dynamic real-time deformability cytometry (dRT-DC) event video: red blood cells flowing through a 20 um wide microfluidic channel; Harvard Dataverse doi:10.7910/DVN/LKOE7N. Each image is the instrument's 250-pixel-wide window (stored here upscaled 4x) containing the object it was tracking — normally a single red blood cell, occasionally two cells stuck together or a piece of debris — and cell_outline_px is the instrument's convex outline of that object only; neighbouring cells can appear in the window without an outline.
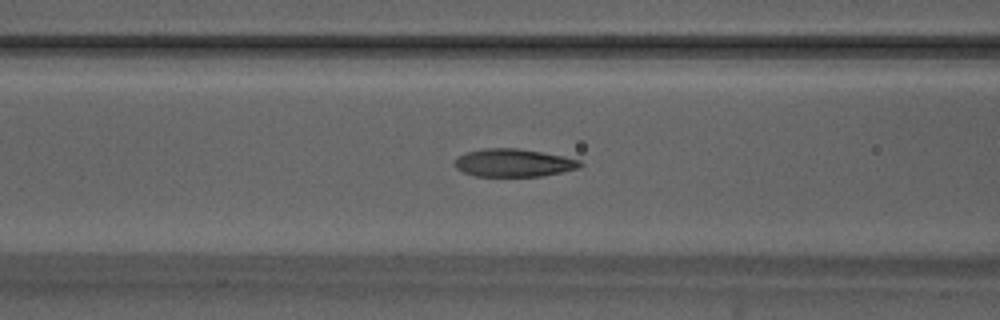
{"species": "Egyptian fruit bat (a non-hibernating species)", "species_latin": "Rousettus aegyptiacus", "temperature_condition": "warm", "stored_images_in_passage": 52, "camera_frame_rate_fps": 3000, "um_per_image_px": 0.085, "animal": {"sex": "male"}, "frame": {"image": 1, "passage_image": 20, "time_ms": 6.333, "image_size_px": [1000, 320], "cell_outline_px": [[584, 164], [580, 168], [540, 176], [476, 176], [464, 172], [456, 168], [456, 160], [460, 156], [468, 152], [484, 148], [516, 148], [564, 156], [580, 160]], "centroid_in_image_um": [43.7, 13.84], "position_along_channel_um": 122.9, "area_um2": 20.11}}
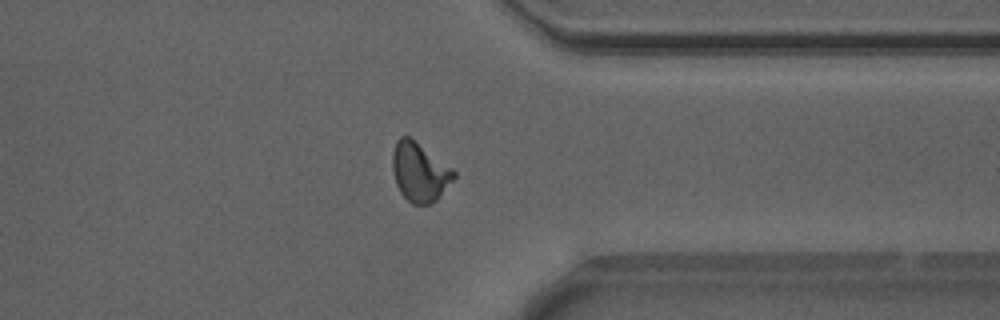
{"frame": {"image": 2, "passage_image": 40, "time_ms": 13.0, "image_size_px": [1000, 320], "cell_outline_px": [[456, 176], [436, 200], [428, 204], [412, 204], [400, 192], [396, 184], [392, 168], [392, 152], [396, 140], [400, 136], [412, 136], [452, 168], [456, 172]], "centroid_in_image_um": [35.65, 14.57], "position_along_channel_um": 375.8, "area_um2": 21.27}}
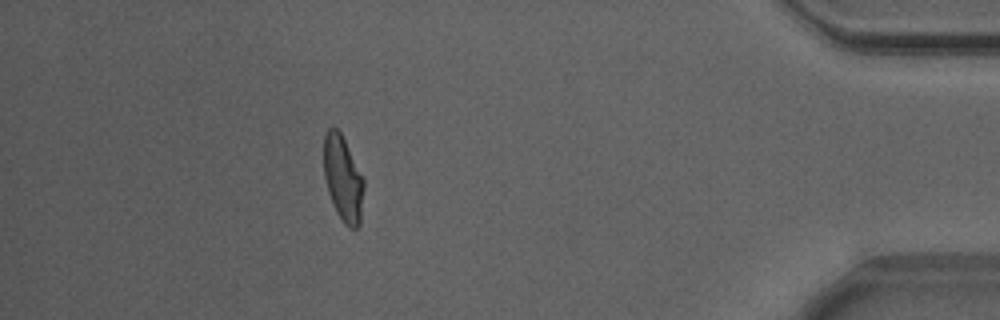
{"frame": {"image": 3, "passage_image": 46, "time_ms": 15.0, "image_size_px": [1000, 320], "cell_outline_px": [[364, 188], [360, 224], [356, 228], [348, 228], [344, 224], [336, 212], [328, 192], [324, 176], [324, 136], [328, 128], [336, 128], [340, 132], [364, 180]], "centroid_in_image_um": [29.15, 15.22], "position_along_channel_um": 406.1, "area_um2": 19.77}, "authors_computed_cell_mechanics": {"area_um2": 20.2878, "velocity_mm_per_s": 3.8695, "shape_relaxation_time_tau1_ms": 5.4071, "shape_relaxation_time_tau2_ms": 1.0213, "deformation_change_tau1": 0.204, "deformation_change_tau2": 0.0706}}